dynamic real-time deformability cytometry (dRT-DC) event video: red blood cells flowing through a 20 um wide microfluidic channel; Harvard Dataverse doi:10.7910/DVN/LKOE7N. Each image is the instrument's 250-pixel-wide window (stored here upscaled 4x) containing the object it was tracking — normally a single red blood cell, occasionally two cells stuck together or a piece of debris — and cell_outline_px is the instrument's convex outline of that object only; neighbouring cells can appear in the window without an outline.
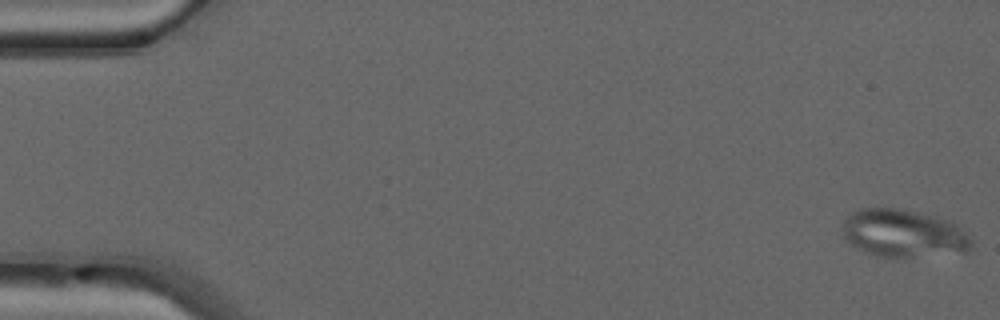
{"species": "common noctule bat (a hibernating species)", "species_latin": "Nyctalus noctula", "temperature_condition": "warm", "stored_images_in_passage": 12, "camera_frame_rate_fps": 3000, "um_per_image_px": 0.085, "animal": {"sex": "male", "forearm_length_mm": 52.5}, "frame": {"image": 1, "passage_image": 1, "time_ms": 0.0, "image_size_px": [1000, 320], "cell_outline_px": [[972, 244], [968, 252], [912, 256], [876, 256], [852, 244], [844, 236], [844, 220], [852, 212], [864, 208], [892, 208], [936, 216], [952, 220], [972, 240]], "centroid_in_image_um": [76.84, 19.82], "position_along_channel_um": 8.2, "area_um2": 35.14}}